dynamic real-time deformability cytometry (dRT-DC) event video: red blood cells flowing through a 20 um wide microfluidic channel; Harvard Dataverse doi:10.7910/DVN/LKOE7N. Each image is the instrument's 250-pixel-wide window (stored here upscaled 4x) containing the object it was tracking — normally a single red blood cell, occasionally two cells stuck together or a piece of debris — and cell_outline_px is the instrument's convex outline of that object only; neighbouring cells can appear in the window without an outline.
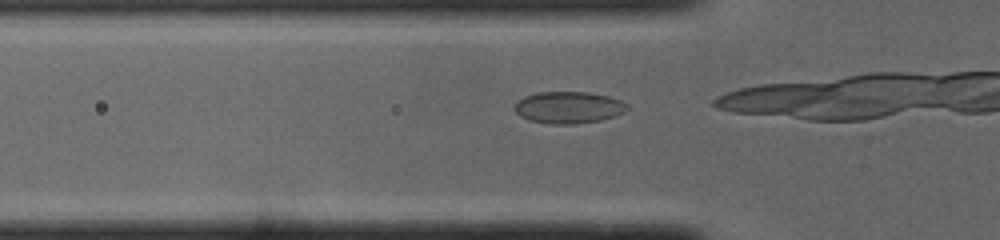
{"species": "common noctule bat (a hibernating species)", "species_latin": "Nyctalus noctula", "temperature_condition": "cold", "stored_images_in_passage": 17, "camera_frame_rate_fps": 3000, "um_per_image_px": 0.085, "animal": {"sex": "male", "body_mass_g": 19.0, "forearm_length_mm": 50.8}, "frame": {"image": 1, "passage_image": 12, "time_ms": 3.667, "image_size_px": [1000, 240], "cell_outline_px": [[628, 108], [624, 112], [616, 116], [600, 120], [576, 124], [548, 124], [528, 120], [520, 116], [516, 112], [516, 100], [524, 96], [536, 92], [588, 92], [608, 96], [620, 100], [628, 104]], "centroid_in_image_um": [48.32, 9.13], "position_along_channel_um": 77.5, "area_um2": 21.04}}
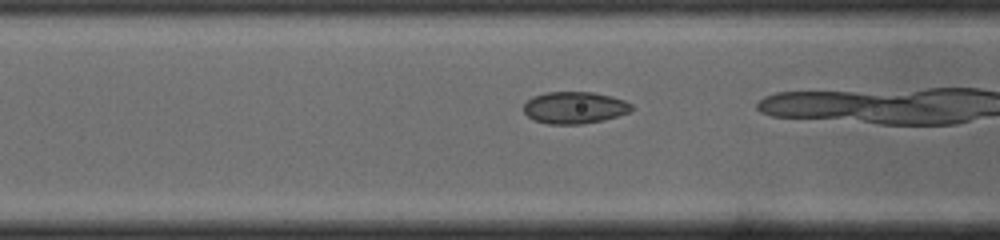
{"frame": {"image": 2, "passage_image": 15, "time_ms": 4.667, "image_size_px": [1000, 240], "cell_outline_px": [[632, 108], [628, 112], [604, 120], [580, 124], [548, 124], [532, 120], [524, 112], [524, 104], [532, 96], [544, 92], [592, 92], [612, 96], [624, 100], [632, 104]], "centroid_in_image_um": [48.8, 9.14], "position_along_channel_um": 117.8, "area_um2": 20.11}}